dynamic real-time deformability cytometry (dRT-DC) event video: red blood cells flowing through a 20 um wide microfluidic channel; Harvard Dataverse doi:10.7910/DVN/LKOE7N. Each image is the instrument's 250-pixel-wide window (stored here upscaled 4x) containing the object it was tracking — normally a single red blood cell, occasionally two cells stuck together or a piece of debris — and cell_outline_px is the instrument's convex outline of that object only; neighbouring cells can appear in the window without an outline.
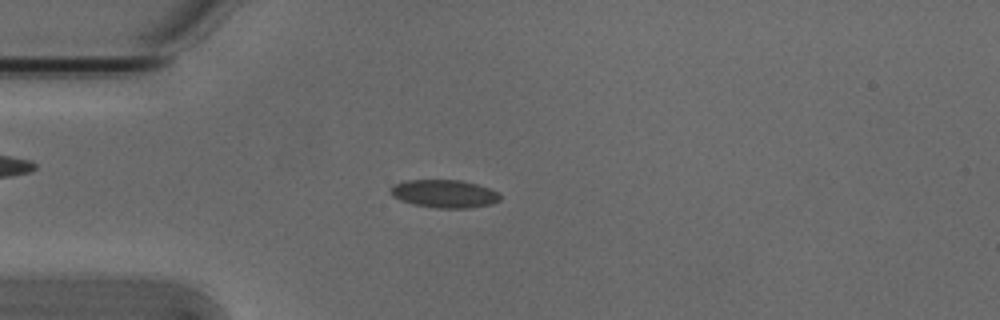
{"species": "Egyptian fruit bat (a non-hibernating species)", "species_latin": "Rousettus aegyptiacus", "temperature_condition": "cold", "stored_images_in_passage": 1, "camera_frame_rate_fps": 3000, "um_per_image_px": 0.085, "animal": {"sex": "male"}, "frame": {"image": 1, "passage_image": 1, "time_ms": 0.0, "image_size_px": [1000, 320], "cell_outline_px": [[500, 200], [492, 204], [468, 208], [436, 208], [412, 204], [400, 200], [392, 196], [388, 192], [396, 184], [404, 180], [460, 180], [476, 184], [488, 188], [496, 192], [500, 196]], "centroid_in_image_um": [37.74, 16.47], "position_along_channel_um": 47.3, "area_um2": 17.8}}